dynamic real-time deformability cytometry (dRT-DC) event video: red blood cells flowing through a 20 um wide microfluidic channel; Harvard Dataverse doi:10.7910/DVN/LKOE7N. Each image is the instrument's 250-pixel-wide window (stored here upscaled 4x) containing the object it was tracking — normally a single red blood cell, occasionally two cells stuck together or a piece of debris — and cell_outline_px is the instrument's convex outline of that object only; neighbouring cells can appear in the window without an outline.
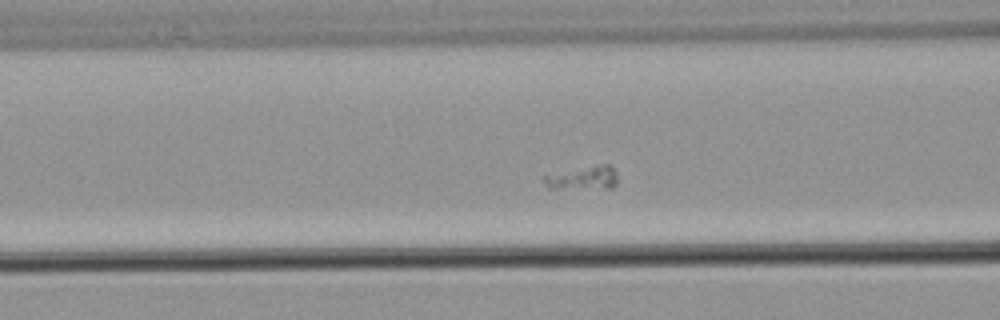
{"species": "common noctule bat (a hibernating species)", "species_latin": "Nyctalus noctula", "temperature_condition": "warm", "stored_images_in_passage": 54, "camera_frame_rate_fps": 3000, "um_per_image_px": 0.085, "animal": {"sex": "male", "body_mass_g": 21.5, "forearm_length_mm": 52.0}, "frame": {"image": 1, "passage_image": 17, "time_ms": 5.333, "image_size_px": [1000, 320], "cell_outline_px": [[616, 184], [612, 188], [548, 188], [544, 184], [544, 176], [596, 164], [612, 164], [616, 172]], "centroid_in_image_um": [49.62, 15.11], "position_along_channel_um": 117.0, "area_um2": 10.0}}
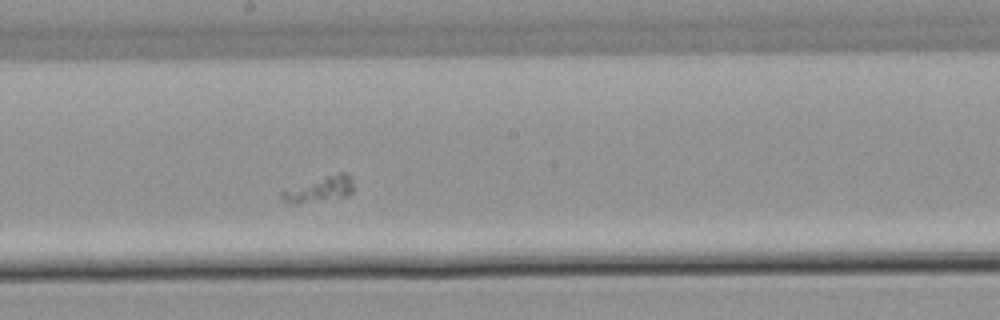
{"frame": {"image": 2, "passage_image": 26, "time_ms": 8.333, "image_size_px": [1000, 320], "cell_outline_px": [[352, 192], [348, 196], [292, 204], [284, 204], [280, 196], [280, 192], [340, 172], [344, 172], [352, 180]], "centroid_in_image_um": [27.15, 16.13], "position_along_channel_um": 221.1, "area_um2": 10.06}}
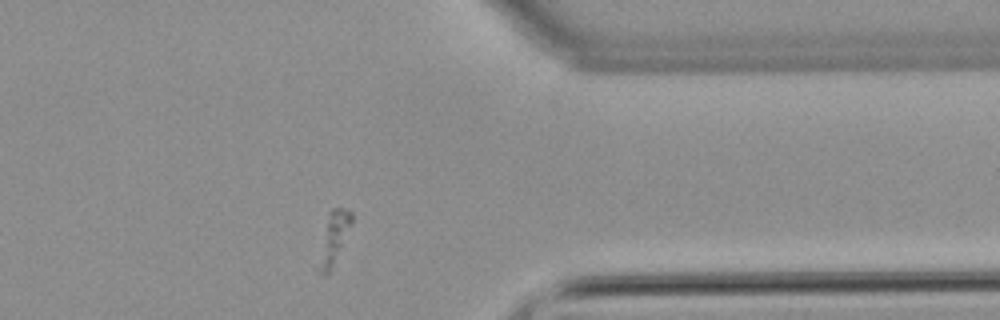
{"frame": {"image": 3, "passage_image": 41, "time_ms": 13.333, "image_size_px": [1000, 320], "cell_outline_px": [[352, 224], [328, 276], [324, 276], [316, 268], [328, 212], [332, 208], [344, 208], [352, 212]], "centroid_in_image_um": [28.35, 20.25], "position_along_channel_um": 383.1, "area_um2": 10.0}}